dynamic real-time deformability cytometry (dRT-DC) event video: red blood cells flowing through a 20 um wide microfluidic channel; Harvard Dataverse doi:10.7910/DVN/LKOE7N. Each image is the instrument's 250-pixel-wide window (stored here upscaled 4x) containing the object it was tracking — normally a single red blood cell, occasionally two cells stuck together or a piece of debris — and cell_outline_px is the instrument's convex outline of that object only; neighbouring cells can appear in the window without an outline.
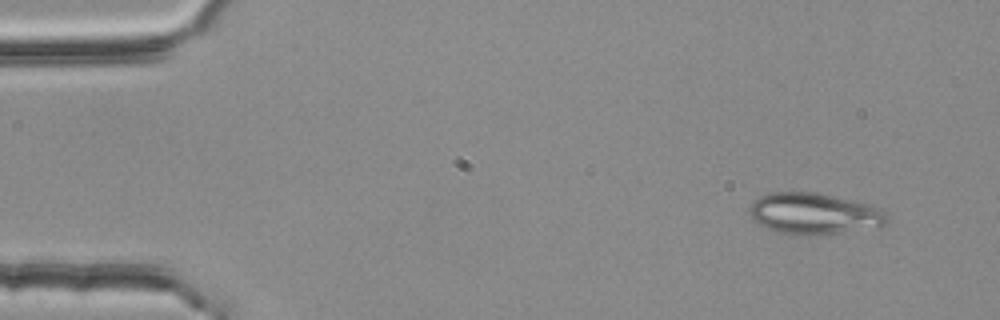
{"species": "common noctule bat (a hibernating species)", "species_latin": "Nyctalus noctula", "temperature_condition": "room temperature", "stored_images_in_passage": 3, "camera_frame_rate_fps": 3000, "um_per_image_px": 0.085, "animal": {"sex": "female", "body_mass_g": 25.1}, "frame": {"image": 1, "passage_image": 1, "time_ms": 0.0, "image_size_px": [1000, 320], "cell_outline_px": [[888, 224], [880, 228], [836, 232], [776, 232], [760, 224], [748, 212], [748, 208], [760, 196], [768, 192], [812, 192], [852, 200], [868, 204], [880, 208], [884, 212], [888, 220]], "centroid_in_image_um": [69.24, 18.12], "position_along_channel_um": 15.8, "area_um2": 32.08}}